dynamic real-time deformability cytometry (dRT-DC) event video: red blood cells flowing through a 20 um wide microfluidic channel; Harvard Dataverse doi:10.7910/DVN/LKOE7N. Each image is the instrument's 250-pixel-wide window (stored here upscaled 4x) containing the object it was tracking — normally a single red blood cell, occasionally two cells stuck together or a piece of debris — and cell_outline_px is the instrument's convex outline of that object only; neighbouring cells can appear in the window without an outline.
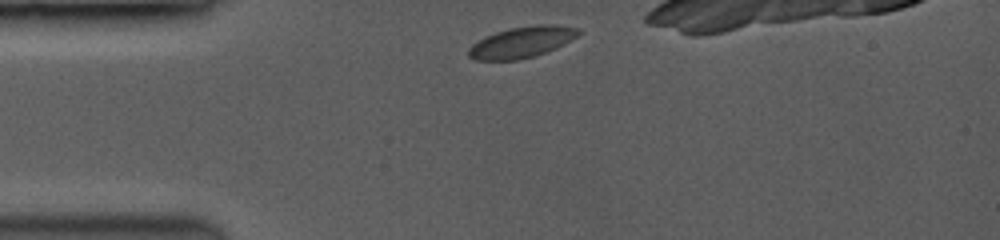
{"species": "common noctule bat (a hibernating species)", "species_latin": "Nyctalus noctula", "temperature_condition": "room temperature", "stored_images_in_passage": 2, "camera_frame_rate_fps": 3500, "um_per_image_px": 0.085, "animal": {"sex": "female", "body_mass_g": 19.0, "forearm_length_mm": 53.3}, "frame": {"image": 1, "passage_image": 1, "time_ms": 0.0, "image_size_px": [1000, 240], "cell_outline_px": [[580, 32], [576, 36], [544, 52], [532, 56], [516, 60], [476, 60], [468, 56], [468, 48], [472, 44], [496, 32], [508, 28], [536, 24], [552, 24], [576, 28]], "centroid_in_image_um": [44.27, 3.58], "position_along_channel_um": 40.7, "area_um2": 19.31}}